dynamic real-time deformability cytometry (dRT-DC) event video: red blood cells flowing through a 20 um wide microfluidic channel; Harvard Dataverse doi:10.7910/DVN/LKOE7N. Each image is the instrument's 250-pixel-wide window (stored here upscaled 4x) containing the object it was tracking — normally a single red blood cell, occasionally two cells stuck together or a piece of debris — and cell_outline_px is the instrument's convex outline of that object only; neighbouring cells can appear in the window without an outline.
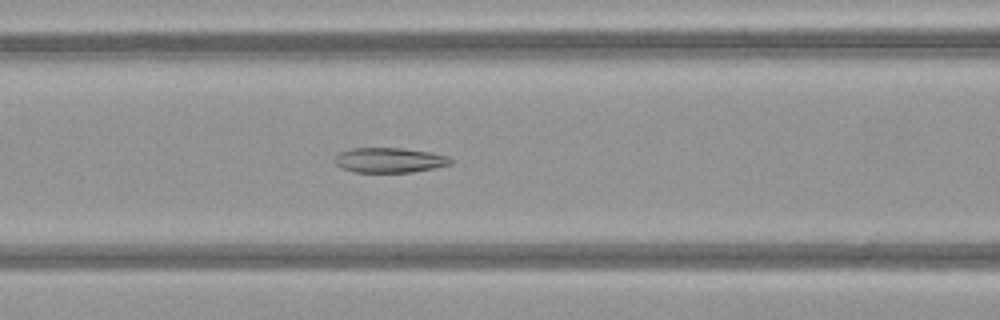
{"species": "common noctule bat (a hibernating species)", "species_latin": "Nyctalus noctula", "temperature_condition": "warm", "stored_images_in_passage": 50, "camera_frame_rate_fps": 3000, "um_per_image_px": 0.085, "animal": {"sex": "female", "body_mass_g": 21.9}, "frame": {"image": 1, "passage_image": 21, "time_ms": 6.667, "image_size_px": [1000, 320], "cell_outline_px": [[452, 164], [412, 172], [352, 172], [340, 168], [332, 160], [340, 152], [352, 148], [400, 148], [428, 152], [448, 156], [452, 160]], "centroid_in_image_um": [33.05, 13.62], "position_along_channel_um": 133.5, "area_um2": 16.82}}
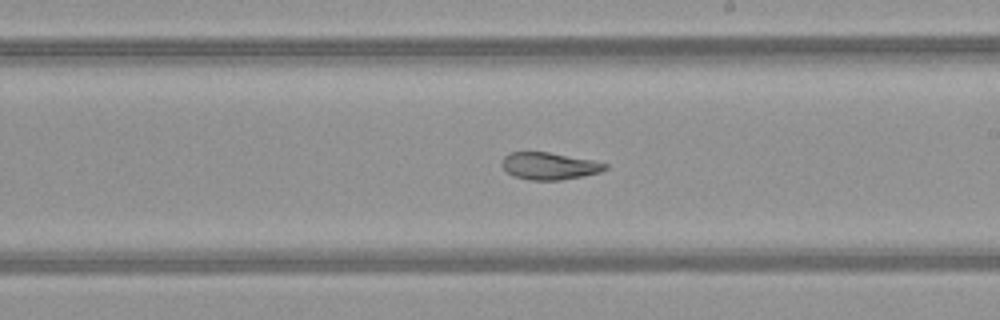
{"frame": {"image": 2, "passage_image": 29, "time_ms": 9.333, "image_size_px": [1000, 320], "cell_outline_px": [[608, 168], [600, 172], [560, 180], [528, 180], [512, 176], [500, 164], [504, 156], [508, 152], [548, 152], [592, 160], [608, 164]], "centroid_in_image_um": [46.65, 14.11], "position_along_channel_um": 242.3, "area_um2": 16.3}}
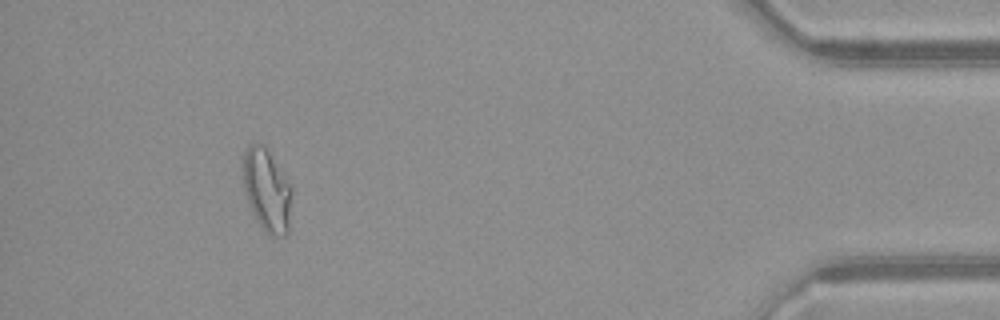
{"frame": {"image": 3, "passage_image": 46, "time_ms": 15.0, "image_size_px": [1000, 320], "cell_outline_px": [[292, 192], [288, 232], [284, 236], [268, 236], [256, 220], [252, 212], [244, 188], [244, 152], [248, 144], [252, 140], [260, 140], [264, 144], [292, 188]], "centroid_in_image_um": [22.68, 16.14], "position_along_channel_um": 412.5, "area_um2": 23.58}, "authors_computed_cell_mechanics": {"area_um2": 21.386, "velocity_mm_per_s": 4.0839, "shape_relaxation_time_tau1_ms": null, "shape_relaxation_time_tau2_ms": 2.822, "deformation_change_tau1": null, "deformation_change_tau2": 0.0782}}